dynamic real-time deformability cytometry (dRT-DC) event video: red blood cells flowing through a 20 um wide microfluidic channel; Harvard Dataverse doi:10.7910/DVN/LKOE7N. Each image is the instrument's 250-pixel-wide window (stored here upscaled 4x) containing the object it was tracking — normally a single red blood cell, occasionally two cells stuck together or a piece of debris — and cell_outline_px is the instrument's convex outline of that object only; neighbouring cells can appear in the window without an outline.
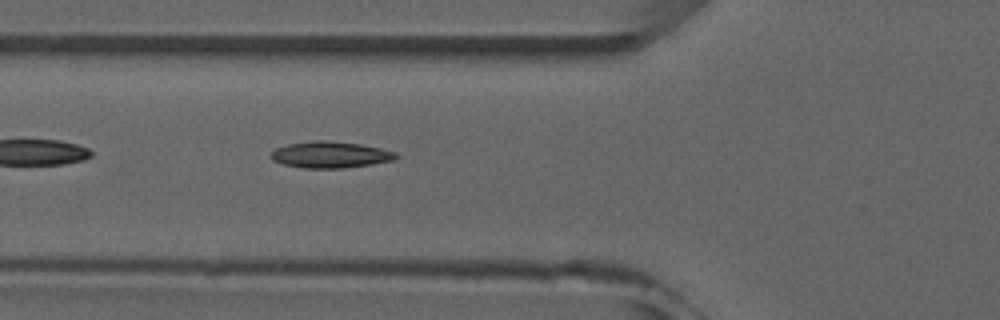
{"species": "common noctule bat (a hibernating species)", "species_latin": "Nyctalus noctula", "temperature_condition": "room temperature", "stored_images_in_passage": 5, "camera_frame_rate_fps": 3000, "um_per_image_px": 0.085, "animal": {"sex": "male", "forearm_length_mm": 52.5}, "frame": {"image": 1, "passage_image": 5, "time_ms": 4.667, "image_size_px": [1000, 320], "cell_outline_px": [[400, 156], [392, 160], [372, 164], [344, 168], [304, 168], [284, 164], [272, 160], [268, 156], [276, 148], [288, 144], [312, 140], [324, 140], [360, 144], [380, 148], [396, 152]], "centroid_in_image_um": [28.06, 13.15], "position_along_channel_um": 97.7, "area_um2": 19.25}}